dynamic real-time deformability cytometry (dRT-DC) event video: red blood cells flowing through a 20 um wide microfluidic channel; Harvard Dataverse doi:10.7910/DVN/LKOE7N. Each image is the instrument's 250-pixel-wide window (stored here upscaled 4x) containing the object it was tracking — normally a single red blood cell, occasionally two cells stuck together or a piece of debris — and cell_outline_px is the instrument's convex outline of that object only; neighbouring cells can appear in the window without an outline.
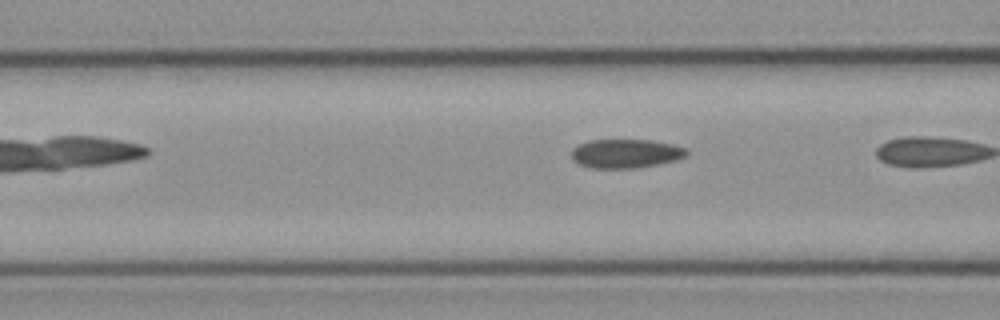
{"species": "common noctule bat (a hibernating species)", "species_latin": "Nyctalus noctula", "temperature_condition": "cold", "stored_images_in_passage": 6, "camera_frame_rate_fps": 3000, "um_per_image_px": 0.085, "animal": {"sex": "female", "body_mass_g": 21.9}, "frame": {"image": 1, "passage_image": 4, "time_ms": 1.0, "image_size_px": [1000, 320], "cell_outline_px": [[688, 156], [676, 160], [636, 168], [588, 168], [576, 164], [572, 160], [572, 148], [588, 140], [652, 140], [672, 144], [688, 148]], "centroid_in_image_um": [53.18, 13.05], "position_along_channel_um": 113.4, "area_um2": 19.65}}